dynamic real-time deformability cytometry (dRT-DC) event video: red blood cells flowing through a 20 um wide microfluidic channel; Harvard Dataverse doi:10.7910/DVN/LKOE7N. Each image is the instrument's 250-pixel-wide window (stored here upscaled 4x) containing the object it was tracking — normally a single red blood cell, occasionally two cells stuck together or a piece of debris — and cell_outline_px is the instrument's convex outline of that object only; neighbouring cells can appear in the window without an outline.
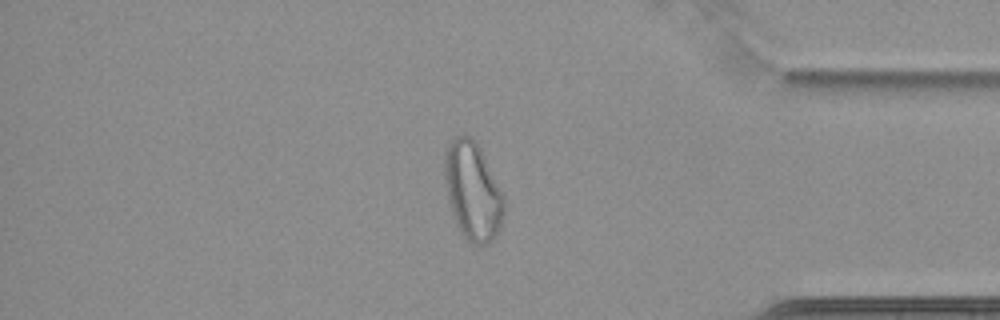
{"species": "common noctule bat (a hibernating species)", "species_latin": "Nyctalus noctula", "temperature_condition": "cold", "stored_images_in_passage": 64, "camera_frame_rate_fps": 3000, "um_per_image_px": 0.085, "animal": {"sex": "female", "body_mass_g": 22.7, "forearm_length_mm": 54.2}, "frame": {"image": 1, "passage_image": 55, "time_ms": 18.0, "image_size_px": [1000, 320], "cell_outline_px": [[504, 212], [500, 224], [492, 240], [488, 244], [472, 244], [460, 232], [456, 224], [448, 200], [444, 184], [444, 152], [448, 144], [456, 136], [472, 136], [476, 140], [504, 196]], "centroid_in_image_um": [40.15, 16.22], "position_along_channel_um": 395.1, "area_um2": 33.87}}